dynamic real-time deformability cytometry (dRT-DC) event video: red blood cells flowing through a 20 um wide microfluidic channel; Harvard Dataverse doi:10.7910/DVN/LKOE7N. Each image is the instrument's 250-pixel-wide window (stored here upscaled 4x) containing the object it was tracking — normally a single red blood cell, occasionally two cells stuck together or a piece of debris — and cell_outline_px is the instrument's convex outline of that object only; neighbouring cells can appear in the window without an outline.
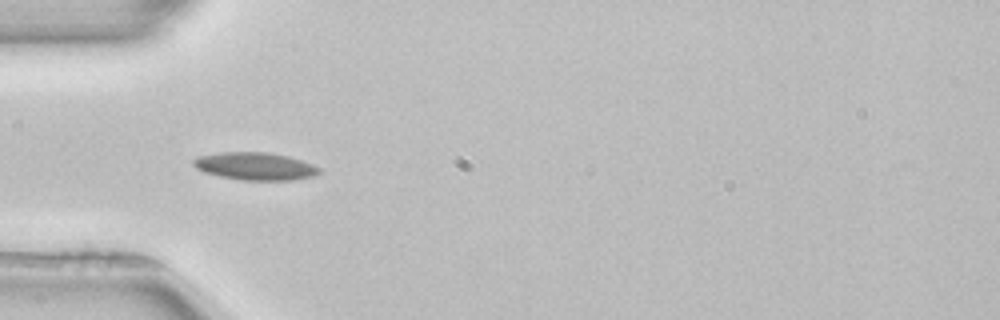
{"species": "common noctule bat (a hibernating species)", "species_latin": "Nyctalus noctula", "temperature_condition": "room temperature", "stored_images_in_passage": 37, "camera_frame_rate_fps": 3000, "um_per_image_px": 0.085, "animal": {"sex": "female", "body_mass_g": 22.7, "forearm_length_mm": 54.2}, "frame": {"image": 1, "passage_image": 1, "time_ms": 0.0, "image_size_px": [1000, 320], "cell_outline_px": [[320, 172], [312, 176], [292, 180], [240, 180], [220, 176], [204, 172], [196, 168], [192, 164], [192, 160], [200, 156], [220, 152], [268, 152], [288, 156], [312, 164], [320, 168]], "centroid_in_image_um": [21.66, 14.12], "position_along_channel_um": 63.3, "area_um2": 20.17}, "authors_computed_cell_mechanics": {"area_um2": 18.3226, "velocity_mm_per_s": 3.9293, "shape_relaxation_time_tau1_ms": 8.2379, "shape_relaxation_time_tau2_ms": null, "deformation_change_tau1": 0.1808, "deformation_change_tau2": null}}